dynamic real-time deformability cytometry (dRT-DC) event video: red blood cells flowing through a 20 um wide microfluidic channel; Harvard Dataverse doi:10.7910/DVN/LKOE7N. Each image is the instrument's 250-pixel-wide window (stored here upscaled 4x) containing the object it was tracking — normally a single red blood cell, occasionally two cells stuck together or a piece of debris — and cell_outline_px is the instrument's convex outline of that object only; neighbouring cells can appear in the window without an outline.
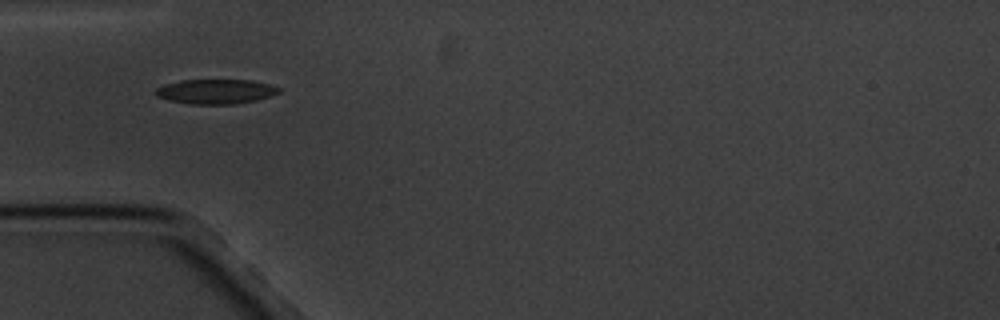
{"species": "common noctule bat (a hibernating species)", "species_latin": "Nyctalus noctula", "temperature_condition": "cold", "stored_images_in_passage": 3, "camera_frame_rate_fps": 3000, "um_per_image_px": 0.085, "animal": {"sex": "male", "body_mass_g": 20.1, "forearm_length_mm": 53.5}, "frame": {"image": 1, "passage_image": 1, "time_ms": 0.0, "image_size_px": [1000, 320], "cell_outline_px": [[280, 92], [256, 100], [232, 104], [192, 104], [168, 100], [156, 96], [156, 88], [164, 84], [184, 80], [252, 80], [268, 84], [280, 88]], "centroid_in_image_um": [18.31, 7.77], "position_along_channel_um": 66.7, "area_um2": 17.51}}
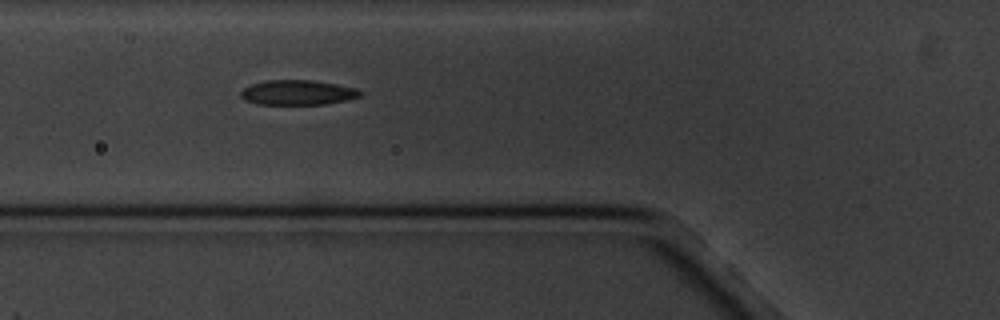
{"frame": {"image": 2, "passage_image": 2, "time_ms": 1.0, "image_size_px": [1000, 320], "cell_outline_px": [[364, 92], [360, 96], [344, 100], [324, 104], [256, 104], [244, 100], [240, 96], [240, 92], [244, 88], [252, 84], [264, 80], [312, 80], [336, 84], [356, 88]], "centroid_in_image_um": [25.27, 7.86], "position_along_channel_um": 100.5, "area_um2": 17.28}}
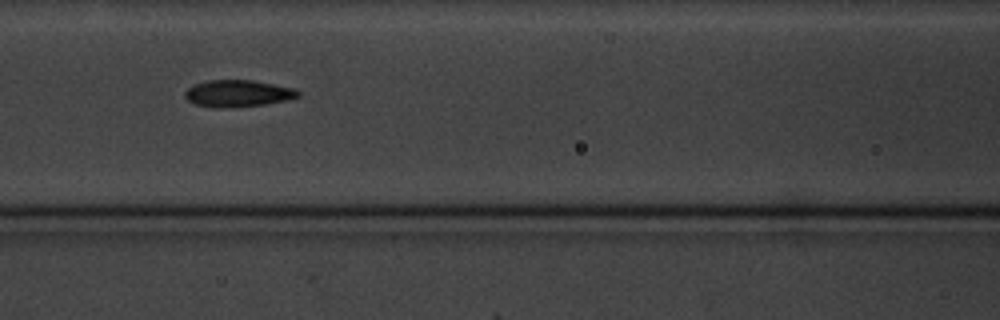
{"frame": {"image": 3, "passage_image": 3, "time_ms": 2.333, "image_size_px": [1000, 320], "cell_outline_px": [[300, 96], [284, 100], [264, 104], [228, 108], [216, 108], [192, 104], [184, 96], [184, 92], [192, 84], [208, 80], [252, 80], [296, 88], [300, 92]], "centroid_in_image_um": [20.17, 7.94], "position_along_channel_um": 146.4, "area_um2": 17.86}}